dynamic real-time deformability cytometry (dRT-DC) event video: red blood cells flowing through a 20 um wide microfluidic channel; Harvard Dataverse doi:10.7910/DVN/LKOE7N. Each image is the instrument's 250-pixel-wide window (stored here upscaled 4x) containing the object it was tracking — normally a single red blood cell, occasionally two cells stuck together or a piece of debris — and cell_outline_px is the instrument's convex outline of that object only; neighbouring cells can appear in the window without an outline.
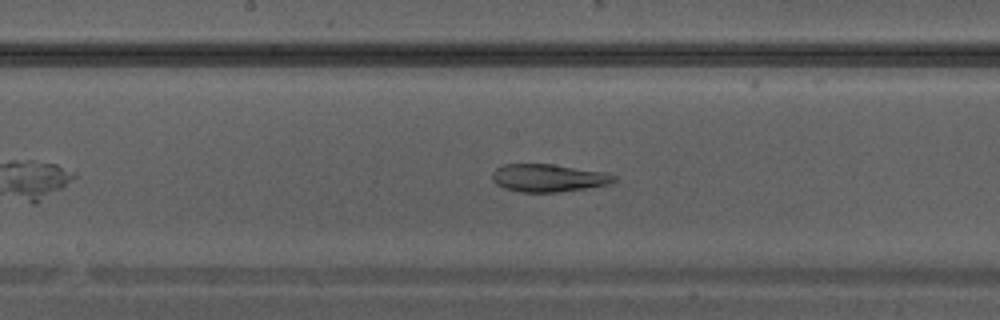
{"species": "Egyptian fruit bat (a non-hibernating species)", "species_latin": "Rousettus aegyptiacus", "temperature_condition": "warm", "stored_images_in_passage": 18, "camera_frame_rate_fps": 3000, "um_per_image_px": 0.085, "animal": {"sex": "male"}, "frame": {"image": 1, "passage_image": 8, "time_ms": 2.333, "image_size_px": [1000, 320], "cell_outline_px": [[616, 180], [612, 184], [588, 188], [556, 192], [520, 192], [504, 188], [496, 184], [492, 180], [492, 172], [496, 168], [504, 164], [552, 164], [608, 172], [616, 176]], "centroid_in_image_um": [46.64, 15.12], "position_along_channel_um": 201.6, "area_um2": 19.94}}
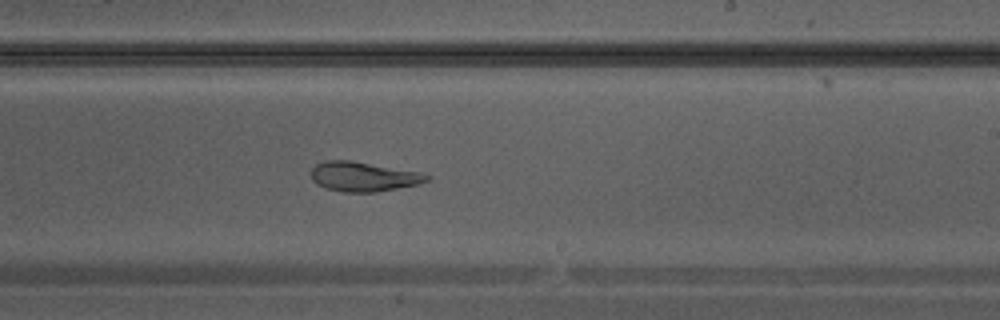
{"frame": {"image": 2, "passage_image": 11, "time_ms": 3.333, "image_size_px": [1000, 320], "cell_outline_px": [[432, 180], [420, 184], [376, 192], [344, 192], [324, 188], [316, 184], [312, 180], [312, 168], [316, 164], [324, 160], [352, 160], [424, 172], [432, 176]], "centroid_in_image_um": [30.96, 15.0], "position_along_channel_um": 258.0, "area_um2": 20.46}}
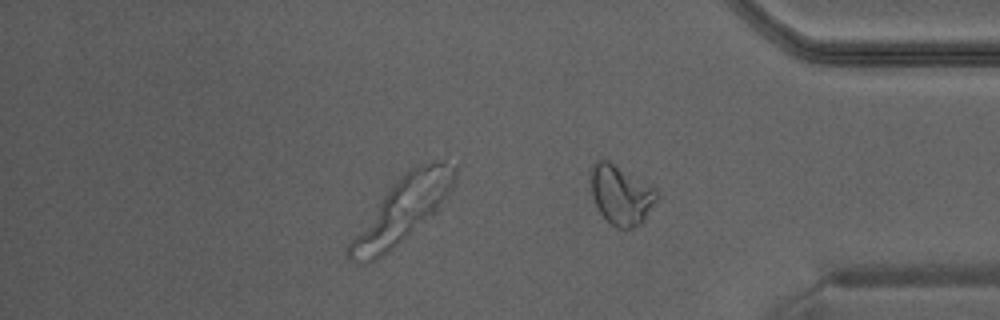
{"frame": {"image": 3, "passage_image": 18, "time_ms": 5.667, "image_size_px": [1000, 320], "cell_outline_px": [[660, 196], [644, 220], [640, 224], [632, 228], [620, 228], [612, 224], [600, 212], [592, 196], [588, 176], [592, 164], [596, 160], [608, 160], [656, 188]], "centroid_in_image_um": [52.77, 16.53], "position_along_channel_um": 382.4, "area_um2": 23.06}}